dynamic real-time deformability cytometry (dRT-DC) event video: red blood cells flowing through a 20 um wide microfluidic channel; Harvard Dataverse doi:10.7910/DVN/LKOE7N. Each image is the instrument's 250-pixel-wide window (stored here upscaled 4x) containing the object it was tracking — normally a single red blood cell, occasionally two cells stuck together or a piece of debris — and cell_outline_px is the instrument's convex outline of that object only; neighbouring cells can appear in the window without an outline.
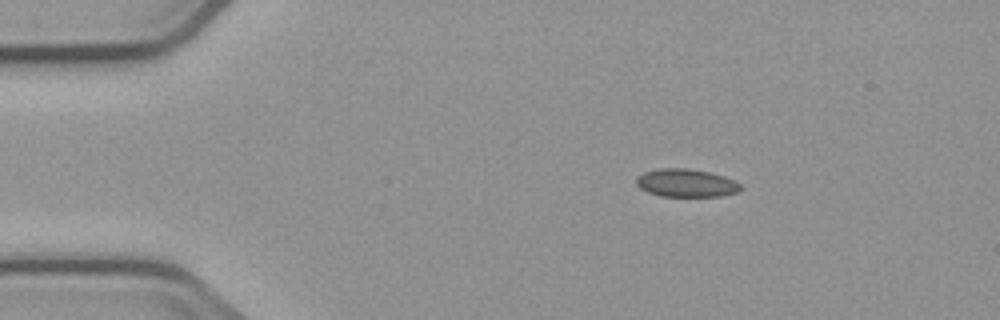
{"species": "common noctule bat (a hibernating species)", "species_latin": "Nyctalus noctula", "temperature_condition": "cold", "stored_images_in_passage": 4, "camera_frame_rate_fps": 3000, "um_per_image_px": 0.085, "animal": {"sex": "male", "body_mass_g": 23.1, "forearm_length_mm": 52.7}, "frame": {"image": 1, "passage_image": 2, "time_ms": 1.0, "image_size_px": [1000, 320], "cell_outline_px": [[744, 188], [736, 192], [720, 196], [660, 196], [648, 192], [640, 188], [636, 184], [636, 176], [644, 172], [660, 168], [688, 168], [712, 172], [736, 180]], "centroid_in_image_um": [58.34, 15.54], "position_along_channel_um": 26.7, "area_um2": 17.22}}